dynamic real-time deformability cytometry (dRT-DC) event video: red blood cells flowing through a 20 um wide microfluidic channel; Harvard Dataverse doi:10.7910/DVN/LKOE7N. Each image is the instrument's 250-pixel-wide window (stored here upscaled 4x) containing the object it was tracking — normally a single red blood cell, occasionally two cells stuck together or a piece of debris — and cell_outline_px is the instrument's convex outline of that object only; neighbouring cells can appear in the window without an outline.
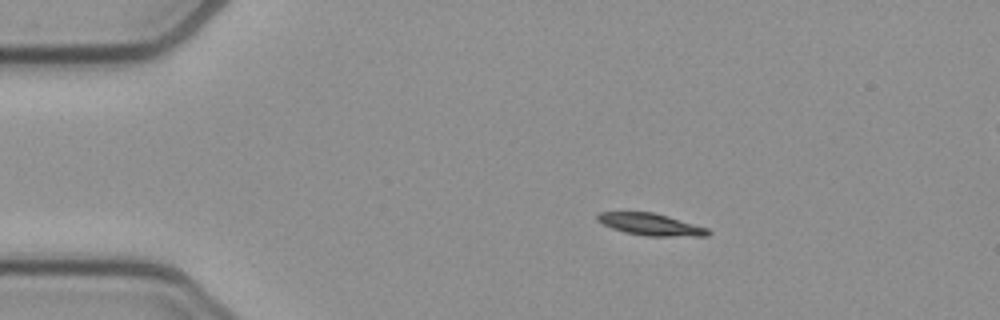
{"species": "common noctule bat (a hibernating species)", "species_latin": "Nyctalus noctula", "temperature_condition": "cold", "stored_images_in_passage": 54, "segment_of_instrument_passage": [1, 2], "camera_frame_rate_fps": 3000, "um_per_image_px": 0.085, "animal": {"sex": "female", "body_mass_g": 21.9}, "frame": {"image": 1, "passage_image": 9, "time_ms": 2.667, "image_size_px": [1000, 320], "cell_outline_px": [[712, 232], [708, 236], [644, 236], [624, 232], [612, 228], [596, 220], [596, 216], [600, 212], [652, 212], [668, 216], [708, 228]], "centroid_in_image_um": [55.32, 19.08], "position_along_channel_um": 29.7, "area_um2": 14.16}}
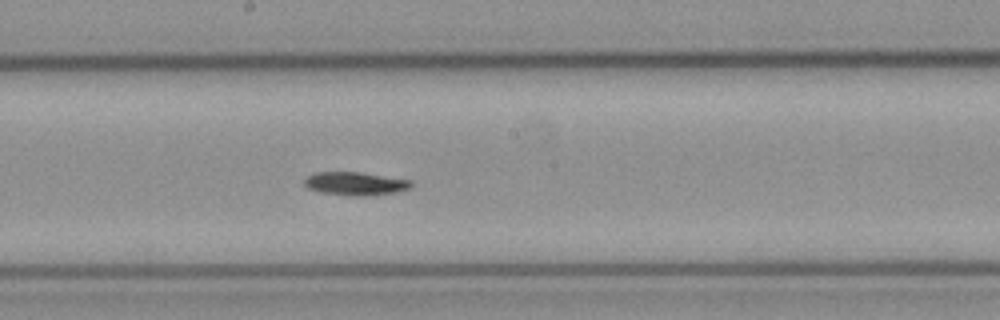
{"frame": {"image": 2, "passage_image": 28, "time_ms": 9.0, "image_size_px": [1000, 320], "cell_outline_px": [[412, 188], [396, 192], [372, 196], [352, 196], [320, 192], [308, 188], [304, 184], [304, 180], [308, 176], [316, 172], [360, 172], [412, 180]], "centroid_in_image_um": [30.24, 15.61], "position_along_channel_um": 218.0, "area_um2": 14.62}}
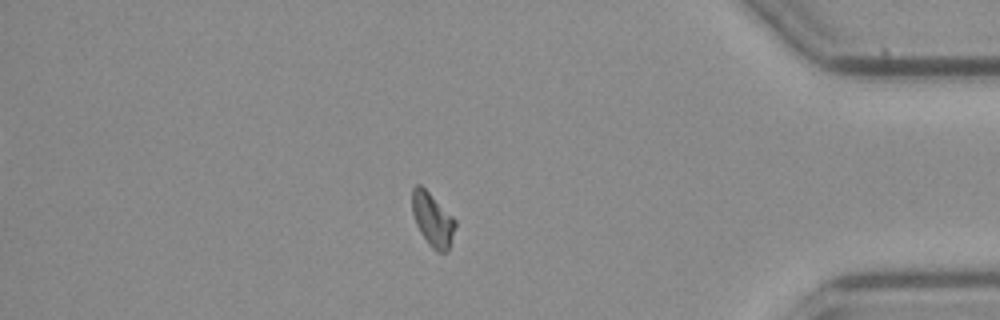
{"frame": {"image": 3, "passage_image": 45, "time_ms": 14.667, "image_size_px": [1000, 320], "cell_outline_px": [[456, 224], [448, 252], [436, 252], [428, 244], [420, 232], [416, 224], [412, 212], [412, 188], [416, 184], [420, 184], [456, 220]], "centroid_in_image_um": [36.76, 18.69], "position_along_channel_um": 398.4, "area_um2": 13.35}}